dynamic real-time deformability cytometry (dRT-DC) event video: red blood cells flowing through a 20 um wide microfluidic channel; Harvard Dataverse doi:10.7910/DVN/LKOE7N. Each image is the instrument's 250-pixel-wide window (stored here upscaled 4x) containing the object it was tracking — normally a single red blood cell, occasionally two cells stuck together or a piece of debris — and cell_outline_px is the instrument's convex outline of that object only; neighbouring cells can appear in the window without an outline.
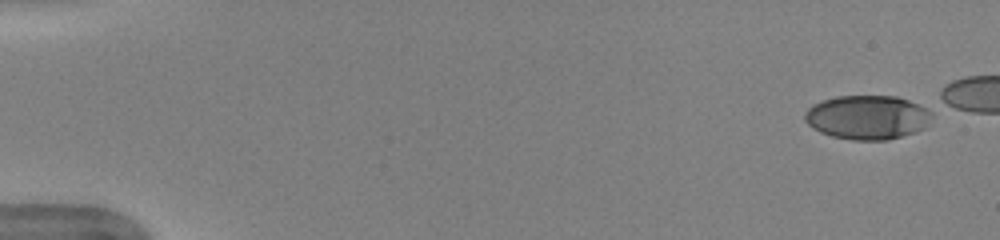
{"species": "human", "species_latin": "Homo sapiens", "temperature_condition": "warm", "stored_images_in_passage": 44, "camera_frame_rate_fps": 3000, "um_per_image_px": 0.085, "donor": {"sex": "female"}, "frame": {"image": 1, "passage_image": 1, "time_ms": 0.0, "image_size_px": [1000, 240], "cell_outline_px": [[932, 116], [924, 128], [916, 132], [888, 140], [852, 140], [832, 136], [820, 132], [812, 128], [804, 120], [804, 116], [808, 108], [812, 104], [836, 96], [896, 96], [932, 108]], "centroid_in_image_um": [73.75, 9.97], "position_along_channel_um": 11.2, "area_um2": 32.95}}
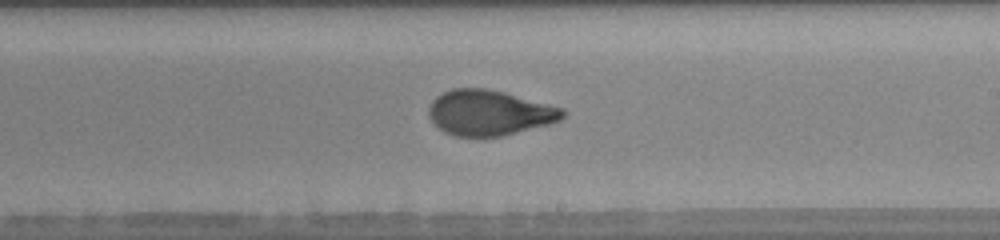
{"frame": {"image": 2, "passage_image": 30, "time_ms": 9.667, "image_size_px": [1000, 240], "cell_outline_px": [[568, 112], [560, 120], [548, 124], [500, 136], [456, 136], [444, 132], [428, 116], [428, 108], [432, 100], [436, 96], [452, 88], [488, 88], [504, 92], [564, 108]], "centroid_in_image_um": [41.59, 9.57], "position_along_channel_um": 247.4, "area_um2": 35.26}}
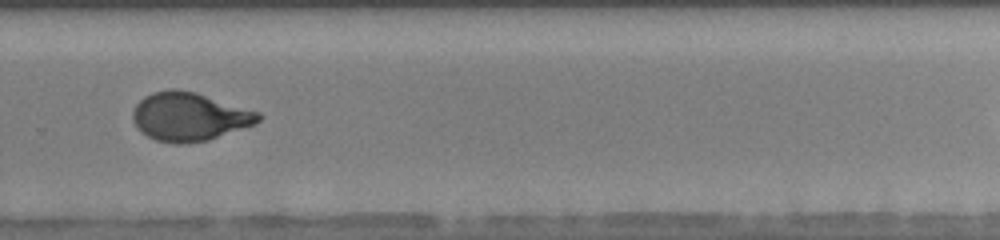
{"frame": {"image": 3, "passage_image": 35, "time_ms": 11.333, "image_size_px": [1000, 240], "cell_outline_px": [[264, 116], [256, 124], [208, 140], [184, 144], [176, 144], [156, 140], [140, 132], [132, 120], [132, 112], [136, 104], [144, 96], [152, 92], [172, 88], [176, 88], [196, 92], [260, 112]], "centroid_in_image_um": [16.09, 9.91], "position_along_channel_um": 313.7, "area_um2": 35.84}}